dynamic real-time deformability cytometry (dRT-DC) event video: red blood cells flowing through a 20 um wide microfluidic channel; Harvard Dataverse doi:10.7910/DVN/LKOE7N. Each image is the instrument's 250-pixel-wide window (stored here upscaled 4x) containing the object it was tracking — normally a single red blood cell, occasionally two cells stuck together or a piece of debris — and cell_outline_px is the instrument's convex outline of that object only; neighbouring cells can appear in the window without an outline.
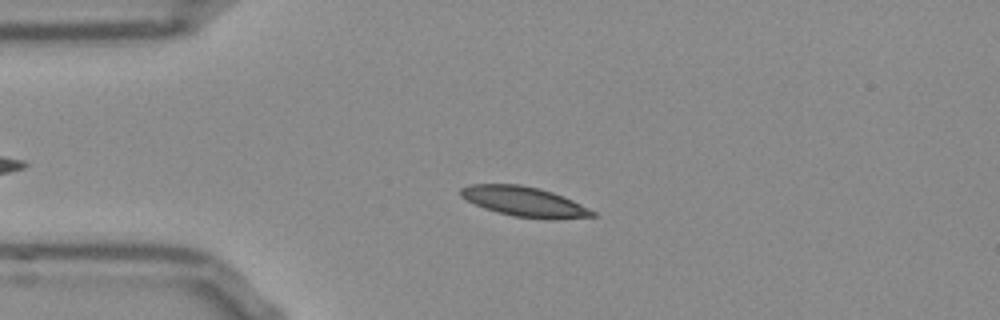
{"species": "Egyptian fruit bat (a non-hibernating species)", "species_latin": "Rousettus aegyptiacus", "temperature_condition": "room temperature", "stored_images_in_passage": 46, "camera_frame_rate_fps": 3000, "um_per_image_px": 0.085, "frame": {"image": 1, "passage_image": 13, "time_ms": 4.0, "image_size_px": [1000, 320], "cell_outline_px": [[596, 216], [512, 216], [484, 208], [460, 196], [460, 188], [468, 184], [520, 184], [540, 188], [564, 196], [596, 212]], "centroid_in_image_um": [44.44, 17.06], "position_along_channel_um": 40.6, "area_um2": 21.79}}
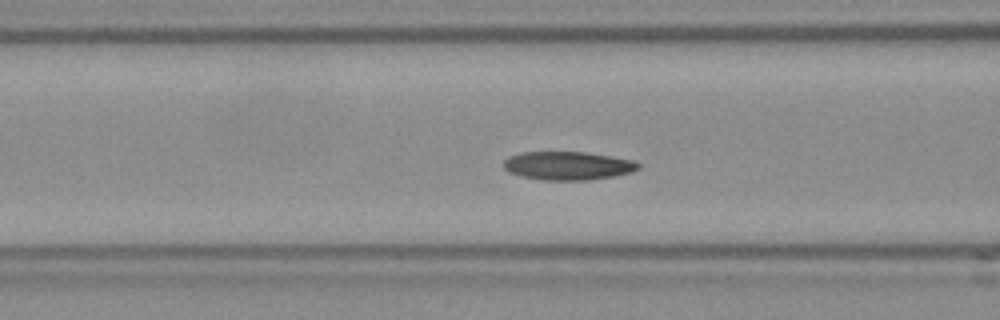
{"frame": {"image": 2, "passage_image": 21, "time_ms": 6.667, "image_size_px": [1000, 320], "cell_outline_px": [[640, 168], [632, 172], [616, 176], [588, 180], [544, 180], [524, 176], [508, 172], [504, 168], [504, 160], [508, 156], [520, 152], [588, 152], [636, 160], [640, 164]], "centroid_in_image_um": [48.31, 14.08], "position_along_channel_um": 118.3, "area_um2": 22.54}}
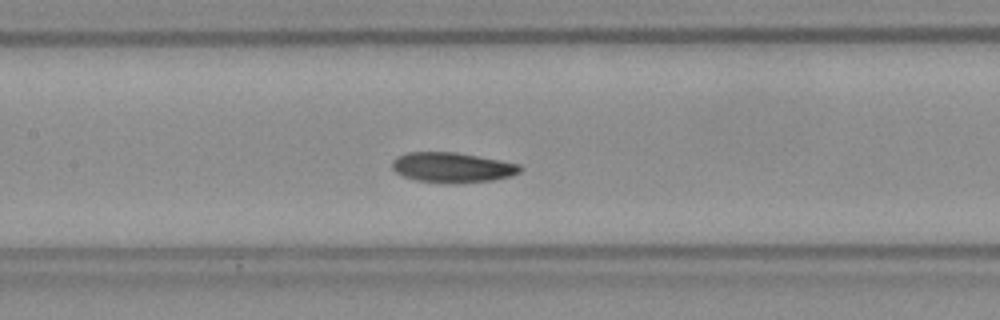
{"frame": {"image": 3, "passage_image": 25, "time_ms": 8.0, "image_size_px": [1000, 320], "cell_outline_px": [[520, 172], [512, 176], [492, 180], [452, 184], [416, 180], [404, 176], [396, 172], [392, 168], [392, 160], [396, 156], [408, 152], [456, 152], [500, 160], [520, 164]], "centroid_in_image_um": [38.43, 14.23], "position_along_channel_um": 169.0, "area_um2": 22.48}, "authors_computed_cell_mechanics": {"area_um2": 22.1085, "velocity_mm_per_s": 3.7802, "shape_relaxation_time_tau1_ms": 4.5951, "shape_relaxation_time_tau2_ms": 5.5735, "deformation_change_tau1": 0.1091, "deformation_change_tau2": 0.1215}}